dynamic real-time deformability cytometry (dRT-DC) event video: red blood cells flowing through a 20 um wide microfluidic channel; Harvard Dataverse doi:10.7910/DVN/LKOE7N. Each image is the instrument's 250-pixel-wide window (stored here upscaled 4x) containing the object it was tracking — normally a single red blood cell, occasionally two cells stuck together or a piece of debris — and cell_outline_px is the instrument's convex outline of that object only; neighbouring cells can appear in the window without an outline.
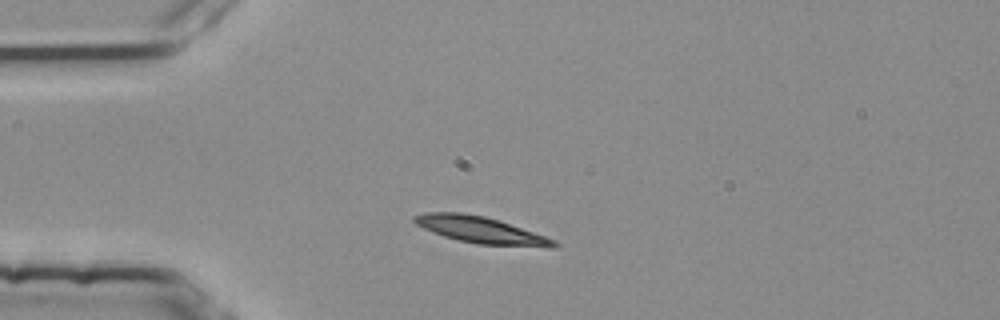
{"species": "common noctule bat (a hibernating species)", "species_latin": "Nyctalus noctula", "temperature_condition": "room temperature", "stored_images_in_passage": 4, "camera_frame_rate_fps": 3000, "um_per_image_px": 0.085, "animal": {"sex": "female", "body_mass_g": 25.1}, "frame": {"image": 1, "passage_image": 1, "time_ms": 0.0, "image_size_px": [1000, 320], "cell_outline_px": [[560, 244], [556, 248], [552, 248], [480, 244], [460, 240], [444, 236], [424, 228], [416, 224], [412, 220], [412, 216], [424, 212], [460, 212], [484, 216], [500, 220], [556, 240]], "centroid_in_image_um": [40.91, 19.55], "position_along_channel_um": 44.1, "area_um2": 21.68}}